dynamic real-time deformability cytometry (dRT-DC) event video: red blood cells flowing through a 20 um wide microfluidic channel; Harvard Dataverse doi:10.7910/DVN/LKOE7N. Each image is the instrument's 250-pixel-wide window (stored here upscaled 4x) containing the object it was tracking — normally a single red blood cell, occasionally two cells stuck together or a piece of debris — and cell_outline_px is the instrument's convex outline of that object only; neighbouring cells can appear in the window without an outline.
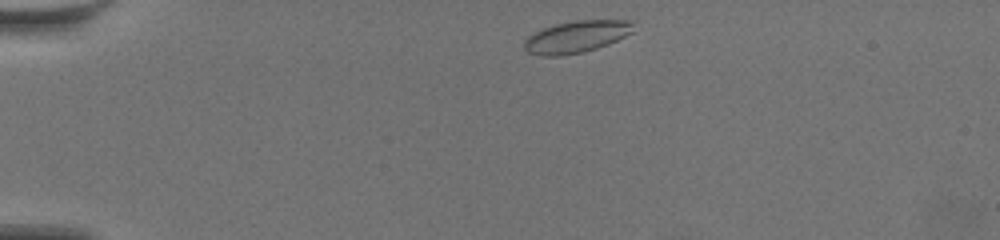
{"species": "common noctule bat (a hibernating species)", "species_latin": "Nyctalus noctula", "temperature_condition": "warm", "stored_images_in_passage": 39, "camera_frame_rate_fps": 3000, "um_per_image_px": 0.085, "animal": {"sex": "female", "body_mass_g": 19.5, "forearm_length_mm": 54.1}, "frame": {"image": 1, "passage_image": 2, "time_ms": 0.333, "image_size_px": [1000, 240], "cell_outline_px": [[636, 20], [632, 32], [608, 44], [584, 52], [560, 56], [544, 56], [528, 52], [524, 48], [524, 40], [528, 36], [544, 28], [556, 24], [576, 20]], "centroid_in_image_um": [49.02, 3.12], "position_along_channel_um": 36.0, "area_um2": 20.29}}
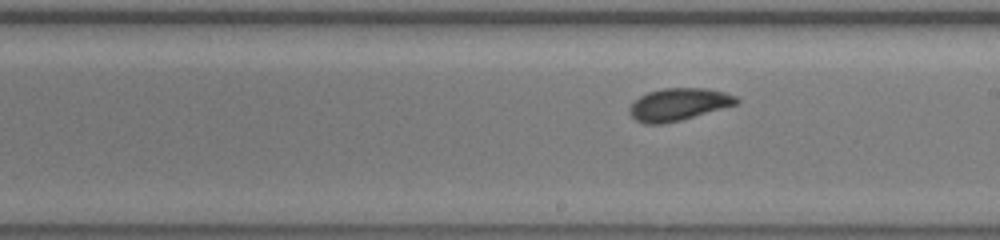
{"frame": {"image": 2, "passage_image": 24, "time_ms": 7.667, "image_size_px": [1000, 240], "cell_outline_px": [[740, 100], [736, 104], [680, 120], [664, 124], [644, 124], [636, 120], [628, 112], [628, 108], [640, 96], [648, 92], [664, 88], [708, 88], [724, 92], [736, 96]], "centroid_in_image_um": [57.65, 8.87], "position_along_channel_um": 231.3, "area_um2": 20.0}}
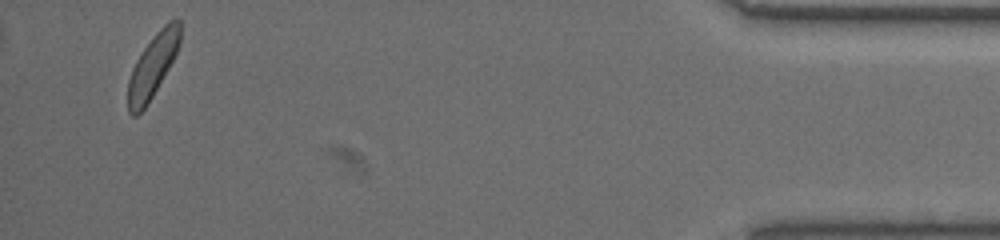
{"frame": {"image": 3, "passage_image": 38, "time_ms": 12.333, "image_size_px": [1000, 240], "cell_outline_px": [[180, 40], [176, 52], [168, 68], [152, 96], [144, 108], [136, 116], [132, 116], [128, 112], [128, 80], [132, 68], [140, 52], [156, 32], [168, 20], [180, 20]], "centroid_in_image_um": [12.95, 5.59], "position_along_channel_um": 422.3, "area_um2": 18.84}, "authors_computed_cell_mechanics": {"area_um2": 20.1144, "velocity_mm_per_s": 3.5383, "shape_relaxation_time_tau1_ms": 2.4513, "shape_relaxation_time_tau2_ms": 4.4393, "deformation_change_tau1": 0.0831, "deformation_change_tau2": 0.0679}}